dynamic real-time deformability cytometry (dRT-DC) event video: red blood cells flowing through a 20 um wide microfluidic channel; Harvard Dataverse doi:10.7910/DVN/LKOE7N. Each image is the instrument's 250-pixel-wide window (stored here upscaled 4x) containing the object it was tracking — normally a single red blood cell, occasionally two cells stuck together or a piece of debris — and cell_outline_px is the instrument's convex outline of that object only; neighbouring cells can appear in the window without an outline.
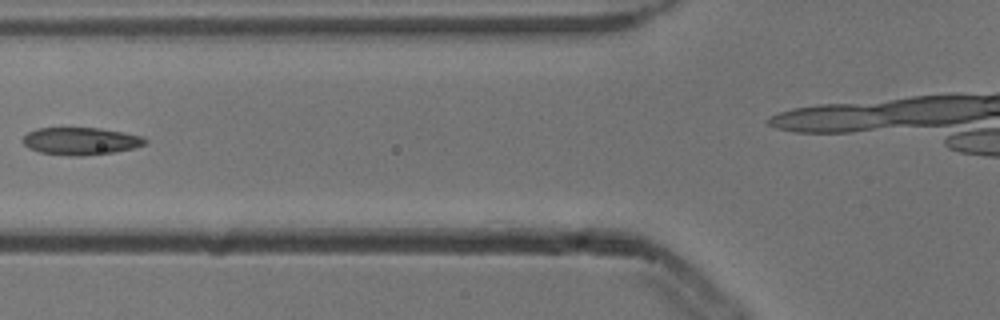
{"species": "common noctule bat (a hibernating species)", "species_latin": "Nyctalus noctula", "temperature_condition": "cold", "stored_images_in_passage": 5, "camera_frame_rate_fps": 3000, "um_per_image_px": 0.085, "animal": {"sex": "male", "body_mass_g": 13.3}, "frame": {"image": 1, "passage_image": 4, "time_ms": 1.0, "image_size_px": [1000, 320], "cell_outline_px": [[148, 140], [144, 144], [136, 148], [112, 152], [80, 156], [68, 156], [40, 152], [28, 148], [20, 140], [28, 132], [36, 128], [100, 128], [124, 132], [144, 136]], "centroid_in_image_um": [6.86, 11.99], "position_along_channel_um": 118.9, "area_um2": 19.71}}